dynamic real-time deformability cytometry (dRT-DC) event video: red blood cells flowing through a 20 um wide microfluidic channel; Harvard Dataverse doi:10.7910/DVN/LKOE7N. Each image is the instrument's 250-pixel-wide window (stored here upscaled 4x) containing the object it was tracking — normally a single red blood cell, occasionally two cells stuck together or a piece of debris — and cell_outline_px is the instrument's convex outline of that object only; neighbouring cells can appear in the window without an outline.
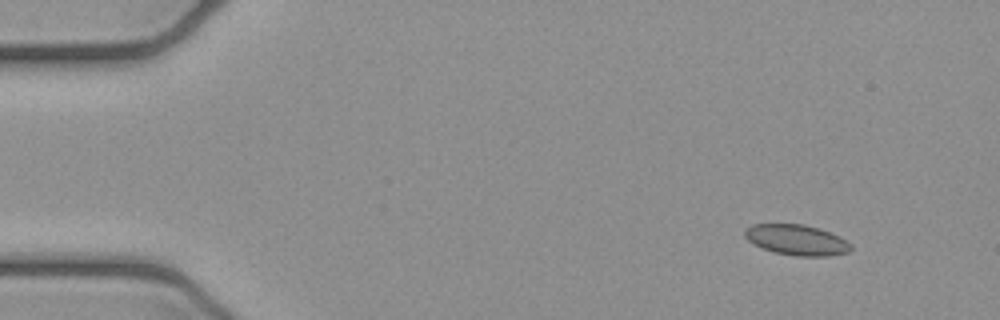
{"species": "common noctule bat (a hibernating species)", "species_latin": "Nyctalus noctula", "temperature_condition": "cold", "stored_images_in_passage": 5, "camera_frame_rate_fps": 3000, "um_per_image_px": 0.085, "animal": {"sex": "female", "body_mass_g": 21.9}, "frame": {"image": 1, "passage_image": 2, "time_ms": 0.333, "image_size_px": [1000, 320], "cell_outline_px": [[852, 248], [848, 252], [828, 256], [796, 256], [772, 252], [748, 240], [744, 236], [744, 232], [752, 224], [804, 224], [820, 228], [840, 236], [852, 244]], "centroid_in_image_um": [67.76, 20.39], "position_along_channel_um": 17.2, "area_um2": 18.9}}
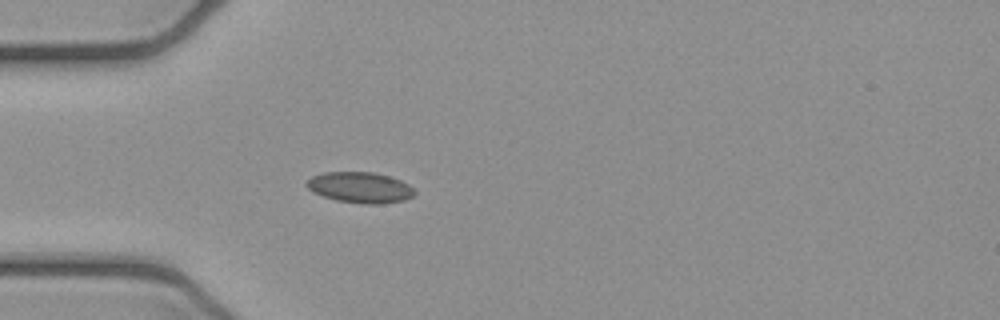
{"frame": {"image": 2, "passage_image": 5, "time_ms": 1.333, "image_size_px": [1000, 320], "cell_outline_px": [[416, 192], [412, 196], [404, 200], [384, 204], [364, 204], [336, 200], [312, 192], [304, 184], [312, 176], [324, 172], [372, 172], [388, 176], [400, 180], [408, 184]], "centroid_in_image_um": [30.59, 15.94], "position_along_channel_um": 54.4, "area_um2": 19.36}}